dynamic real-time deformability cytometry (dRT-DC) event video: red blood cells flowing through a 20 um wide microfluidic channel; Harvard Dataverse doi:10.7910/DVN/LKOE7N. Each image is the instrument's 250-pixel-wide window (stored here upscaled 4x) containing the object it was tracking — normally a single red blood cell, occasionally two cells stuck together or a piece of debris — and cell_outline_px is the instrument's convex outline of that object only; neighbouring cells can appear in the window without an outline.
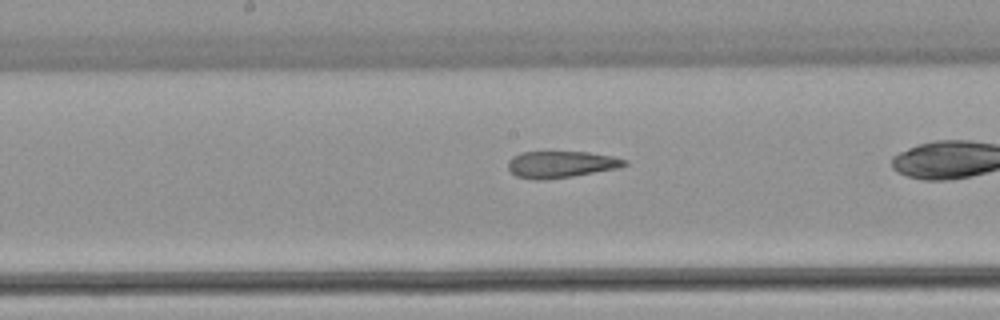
{"species": "common noctule bat (a hibernating species)", "species_latin": "Nyctalus noctula", "temperature_condition": "warm", "stored_images_in_passage": 32, "camera_frame_rate_fps": 3000, "um_per_image_px": 0.085, "animal": {"sex": "female", "body_mass_g": 22.7, "forearm_length_mm": 54.2}, "frame": {"image": 1, "passage_image": 19, "time_ms": 6.0, "image_size_px": [1000, 320], "cell_outline_px": [[628, 164], [616, 168], [572, 176], [544, 180], [536, 180], [516, 176], [508, 168], [508, 160], [512, 156], [520, 152], [588, 152], [612, 156], [628, 160]], "centroid_in_image_um": [47.65, 13.96], "position_along_channel_um": 200.5, "area_um2": 18.03}}
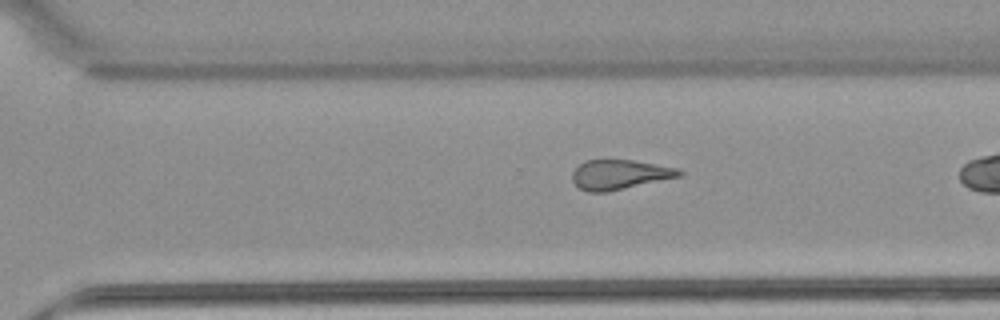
{"frame": {"image": 2, "passage_image": 28, "time_ms": 9.0, "image_size_px": [1000, 320], "cell_outline_px": [[684, 172], [680, 176], [608, 192], [588, 192], [580, 188], [572, 180], [572, 172], [584, 160], [632, 160], [680, 168]], "centroid_in_image_um": [52.67, 14.83], "position_along_channel_um": 317.9, "area_um2": 18.44}}